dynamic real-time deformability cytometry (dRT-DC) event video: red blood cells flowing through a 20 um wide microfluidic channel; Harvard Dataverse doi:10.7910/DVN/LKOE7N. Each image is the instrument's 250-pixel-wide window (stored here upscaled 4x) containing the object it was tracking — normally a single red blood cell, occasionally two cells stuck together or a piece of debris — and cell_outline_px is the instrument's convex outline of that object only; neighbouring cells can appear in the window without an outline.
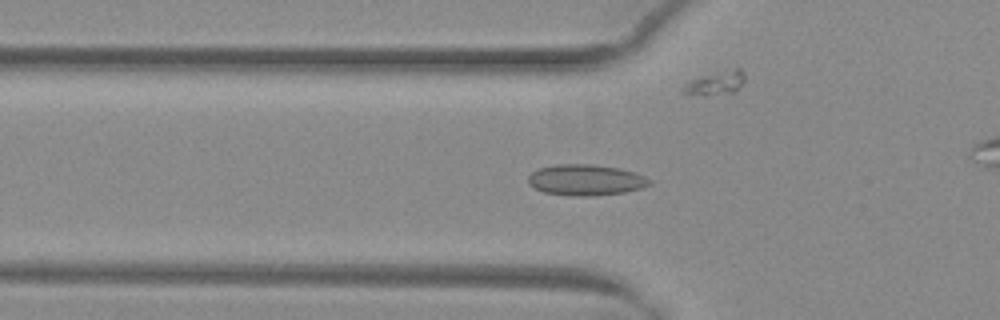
{"species": "common noctule bat (a hibernating species)", "species_latin": "Nyctalus noctula", "temperature_condition": "warm", "stored_images_in_passage": 40, "camera_frame_rate_fps": 3000, "um_per_image_px": 0.085, "animal": {"sex": "female", "body_mass_g": 29.2, "forearm_length_mm": 56.3}, "frame": {"image": 1, "passage_image": 5, "time_ms": 1.333, "image_size_px": [1000, 320], "cell_outline_px": [[652, 184], [640, 188], [624, 192], [592, 196], [572, 196], [544, 192], [528, 184], [528, 176], [532, 172], [540, 168], [556, 164], [592, 164], [620, 168], [644, 176], [652, 180]], "centroid_in_image_um": [49.79, 15.29], "position_along_channel_um": 76.0, "area_um2": 21.85}}
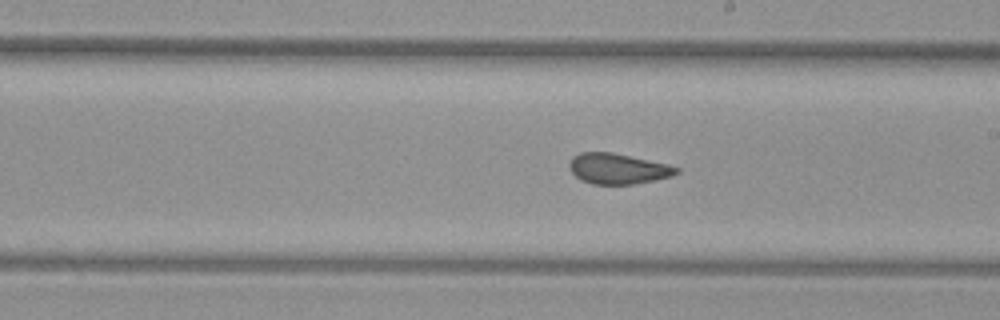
{"frame": {"image": 2, "passage_image": 17, "time_ms": 5.333, "image_size_px": [1000, 320], "cell_outline_px": [[680, 172], [672, 176], [656, 180], [632, 184], [592, 184], [580, 180], [568, 168], [568, 164], [572, 156], [580, 152], [612, 152], [668, 164], [680, 168]], "centroid_in_image_um": [52.51, 14.34], "position_along_channel_um": 236.5, "area_um2": 19.25}}
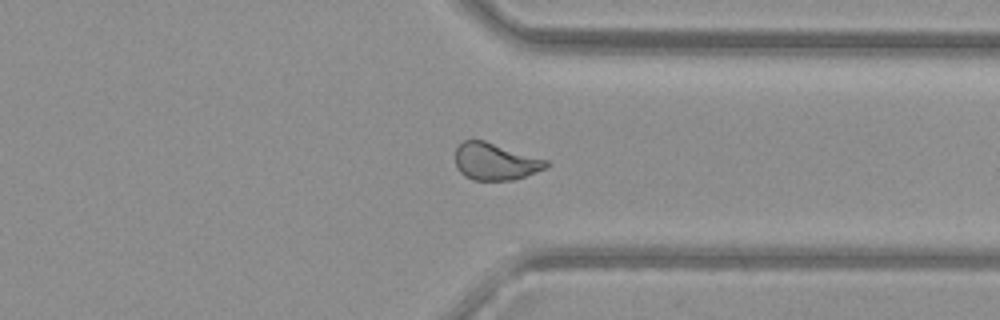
{"frame": {"image": 3, "passage_image": 27, "time_ms": 8.667, "image_size_px": [1000, 320], "cell_outline_px": [[548, 168], [512, 180], [472, 180], [464, 176], [456, 168], [456, 148], [464, 140], [484, 140], [548, 160]], "centroid_in_image_um": [42.09, 13.74], "position_along_channel_um": 369.3, "area_um2": 19.59}, "authors_computed_cell_mechanics": {"area_um2": 19.9121, "velocity_mm_per_s": 3.9982, "shape_relaxation_time_tau1_ms": null, "shape_relaxation_time_tau2_ms": 1.0837, "deformation_change_tau1": null, "deformation_change_tau2": 0.0697}}